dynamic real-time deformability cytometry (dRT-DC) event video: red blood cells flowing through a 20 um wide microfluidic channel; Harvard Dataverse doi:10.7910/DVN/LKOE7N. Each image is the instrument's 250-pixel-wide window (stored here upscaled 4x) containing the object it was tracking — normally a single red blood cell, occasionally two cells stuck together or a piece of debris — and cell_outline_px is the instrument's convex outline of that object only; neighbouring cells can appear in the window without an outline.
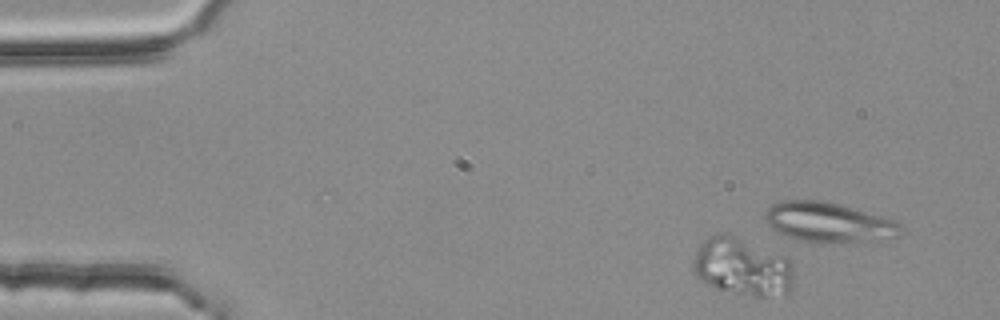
{"species": "common noctule bat (a hibernating species)", "species_latin": "Nyctalus noctula", "temperature_condition": "room temperature", "stored_images_in_passage": 3, "camera_frame_rate_fps": 3000, "um_per_image_px": 0.085, "animal": {"sex": "female", "body_mass_g": 25.1}, "frame": {"image": 1, "passage_image": 1, "time_ms": 0.0, "image_size_px": [1000, 320], "cell_outline_px": [[792, 288], [784, 296], [756, 296], [716, 288], [700, 280], [696, 272], [696, 252], [700, 244], [708, 236], [732, 236], [784, 256], [788, 260], [792, 272]], "centroid_in_image_um": [63.13, 22.73], "position_along_channel_um": 21.9, "area_um2": 32.43}}